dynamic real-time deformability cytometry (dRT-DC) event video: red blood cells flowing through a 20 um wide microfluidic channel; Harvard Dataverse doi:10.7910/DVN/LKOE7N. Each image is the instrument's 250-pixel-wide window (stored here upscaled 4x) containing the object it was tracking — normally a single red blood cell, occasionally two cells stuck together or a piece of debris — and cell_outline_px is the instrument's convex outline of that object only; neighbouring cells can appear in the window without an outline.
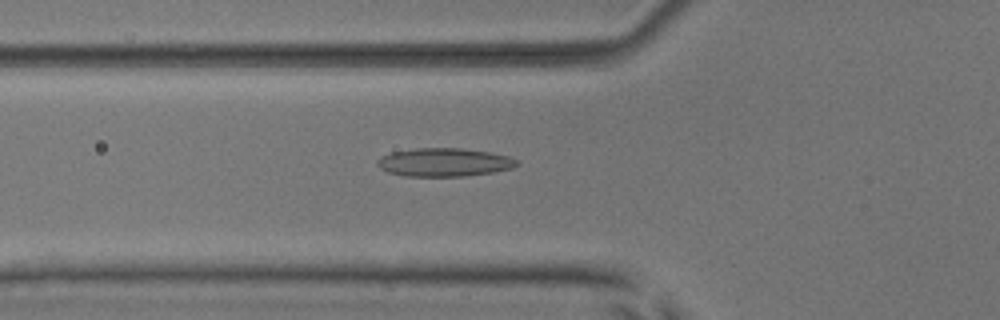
{"species": "common noctule bat (a hibernating species)", "species_latin": "Nyctalus noctula", "temperature_condition": "room temperature", "stored_images_in_passage": 53, "camera_frame_rate_fps": 3000, "um_per_image_px": 0.085, "animal": {"sex": "male", "body_mass_g": 17.9, "forearm_length_mm": 54.2}, "frame": {"image": 1, "passage_image": 19, "time_ms": 6.0, "image_size_px": [1000, 320], "cell_outline_px": [[520, 164], [512, 168], [492, 172], [464, 176], [404, 176], [388, 172], [380, 168], [376, 164], [376, 160], [380, 156], [392, 152], [416, 148], [460, 148], [488, 152], [508, 156], [520, 160]], "centroid_in_image_um": [37.75, 13.79], "position_along_channel_um": 88.1, "area_um2": 23.12}}
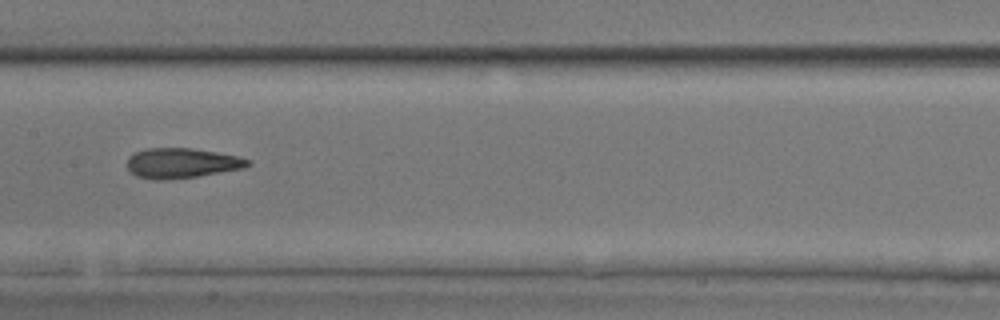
{"frame": {"image": 2, "passage_image": 27, "time_ms": 8.667, "image_size_px": [1000, 320], "cell_outline_px": [[252, 164], [244, 168], [196, 176], [164, 180], [156, 180], [136, 176], [128, 168], [128, 156], [136, 152], [148, 148], [192, 148], [240, 156], [252, 160]], "centroid_in_image_um": [15.48, 13.86], "position_along_channel_um": 191.9, "area_um2": 21.1}}
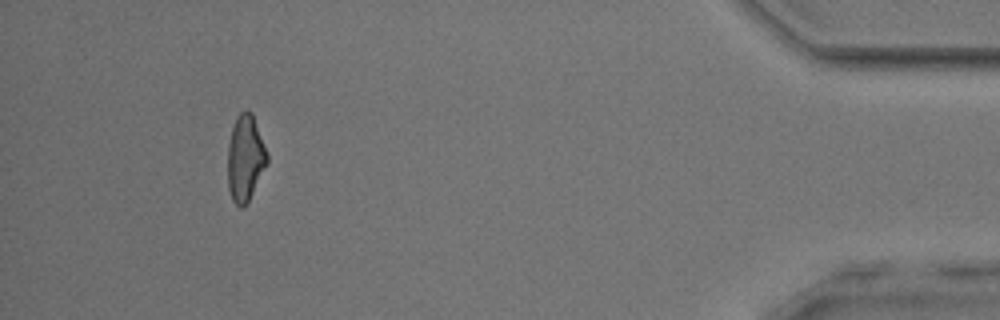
{"frame": {"image": 3, "passage_image": 49, "time_ms": 16.0, "image_size_px": [1000, 320], "cell_outline_px": [[268, 164], [248, 200], [240, 208], [232, 200], [228, 188], [228, 144], [232, 128], [236, 116], [240, 112], [252, 112], [268, 152]], "centroid_in_image_um": [20.86, 13.42], "position_along_channel_um": 414.3, "area_um2": 19.77}, "authors_computed_cell_mechanics": {"area_um2": 20.9236, "velocity_mm_per_s": 3.8842, "shape_relaxation_time_tau1_ms": null, "shape_relaxation_time_tau2_ms": 2.8925, "deformation_change_tau1": null, "deformation_change_tau2": 0.1272}}